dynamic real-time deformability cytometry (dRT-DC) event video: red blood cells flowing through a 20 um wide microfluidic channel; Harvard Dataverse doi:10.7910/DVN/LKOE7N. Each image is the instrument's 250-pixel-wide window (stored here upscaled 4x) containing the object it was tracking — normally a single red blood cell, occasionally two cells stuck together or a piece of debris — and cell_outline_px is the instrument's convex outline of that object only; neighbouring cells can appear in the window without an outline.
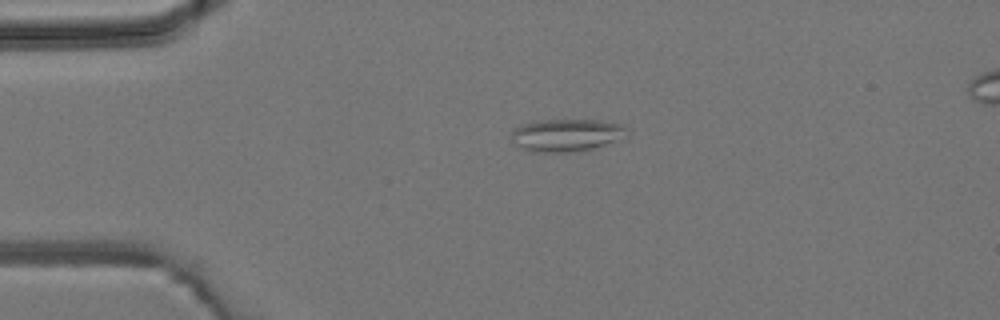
{"species": "common noctule bat (a hibernating species)", "species_latin": "Nyctalus noctula", "temperature_condition": "room temperature", "stored_images_in_passage": 5, "camera_frame_rate_fps": 3000, "um_per_image_px": 0.085, "animal": {"sex": "male", "body_mass_g": 19.2, "forearm_length_mm": 51.8}, "frame": {"image": 1, "passage_image": 1, "time_ms": 0.0, "image_size_px": [1000, 320], "cell_outline_px": [[628, 136], [592, 148], [576, 152], [532, 152], [520, 148], [516, 144], [508, 132], [524, 124], [536, 120], [600, 120], [620, 124], [628, 128]], "centroid_in_image_um": [48.14, 11.48], "position_along_channel_um": 36.9, "area_um2": 22.02}}
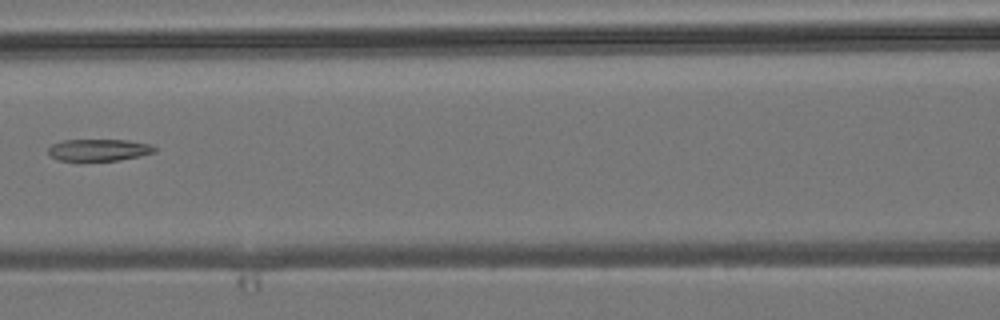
{"frame": {"image": 2, "passage_image": 4, "time_ms": 3.667, "image_size_px": [1000, 320], "cell_outline_px": [[156, 152], [140, 156], [116, 160], [56, 160], [48, 152], [48, 148], [52, 144], [64, 140], [128, 140], [152, 144], [156, 148]], "centroid_in_image_um": [8.43, 12.73], "position_along_channel_um": 158.2, "area_um2": 13.47}}
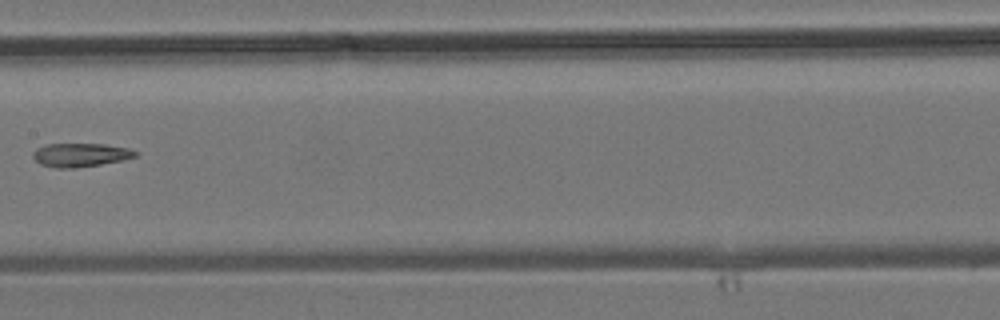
{"frame": {"image": 3, "passage_image": 5, "time_ms": 4.667, "image_size_px": [1000, 320], "cell_outline_px": [[140, 152], [136, 156], [124, 160], [100, 164], [72, 168], [56, 168], [40, 164], [32, 156], [32, 152], [36, 148], [48, 144], [104, 144], [128, 148]], "centroid_in_image_um": [6.85, 13.16], "position_along_channel_um": 200.6, "area_um2": 14.1}}